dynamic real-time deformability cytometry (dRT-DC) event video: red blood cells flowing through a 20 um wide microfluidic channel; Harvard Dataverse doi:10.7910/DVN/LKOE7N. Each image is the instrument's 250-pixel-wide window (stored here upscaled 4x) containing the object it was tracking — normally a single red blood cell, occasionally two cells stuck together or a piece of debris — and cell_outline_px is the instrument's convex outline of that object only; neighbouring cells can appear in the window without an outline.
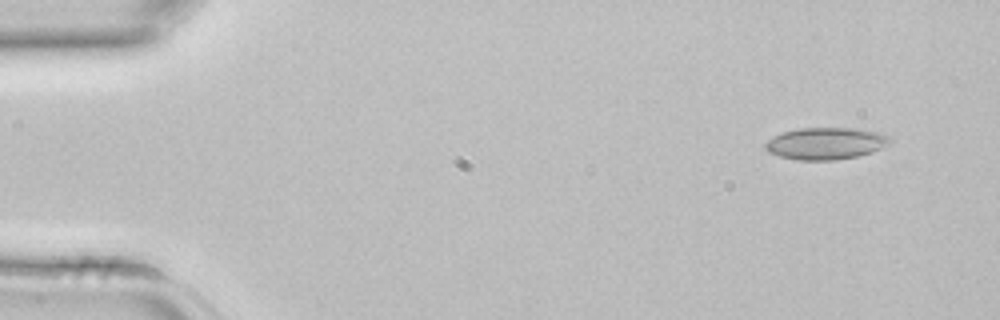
{"species": "common noctule bat (a hibernating species)", "species_latin": "Nyctalus noctula", "temperature_condition": "room temperature", "stored_images_in_passage": 4, "camera_frame_rate_fps": 3000, "um_per_image_px": 0.085, "animal": {"sex": "female", "body_mass_g": 22.7, "forearm_length_mm": 54.2}, "frame": {"image": 1, "passage_image": 1, "time_ms": 0.0, "image_size_px": [1000, 320], "cell_outline_px": [[892, 140], [888, 144], [872, 152], [856, 156], [836, 160], [800, 160], [780, 156], [768, 152], [764, 148], [764, 144], [772, 136], [784, 132], [800, 128], [856, 128], [880, 132], [888, 136]], "centroid_in_image_um": [70.18, 12.19], "position_along_channel_um": 14.8, "area_um2": 23.18}}
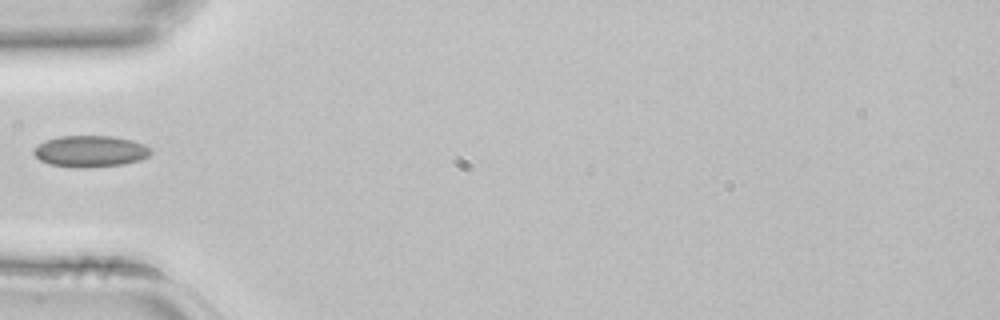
{"frame": {"image": 2, "passage_image": 4, "time_ms": 1.0, "image_size_px": [1000, 320], "cell_outline_px": [[152, 152], [148, 156], [140, 160], [124, 164], [84, 168], [80, 168], [48, 164], [40, 160], [32, 152], [44, 140], [60, 136], [112, 136], [132, 140], [144, 144]], "centroid_in_image_um": [7.67, 12.86], "position_along_channel_um": 77.3, "area_um2": 21.39}}